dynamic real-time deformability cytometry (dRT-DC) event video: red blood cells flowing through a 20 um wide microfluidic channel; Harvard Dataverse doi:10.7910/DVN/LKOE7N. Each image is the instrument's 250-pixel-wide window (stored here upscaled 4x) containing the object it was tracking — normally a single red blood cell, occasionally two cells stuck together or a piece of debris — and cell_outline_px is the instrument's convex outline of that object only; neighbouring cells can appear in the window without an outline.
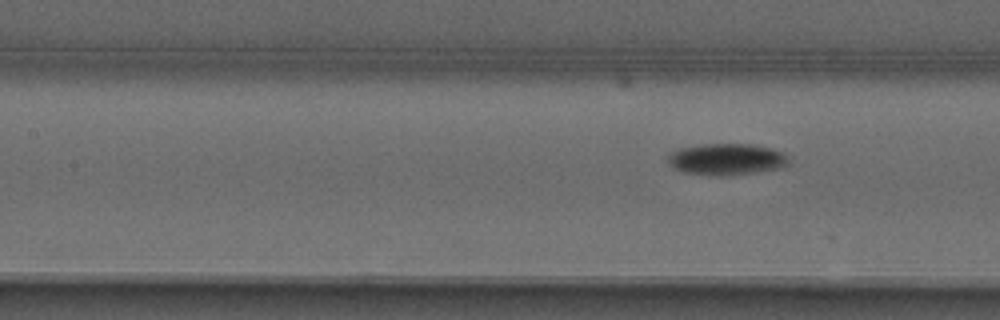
{"species": "common noctule bat (a hibernating species)", "species_latin": "Nyctalus noctula", "temperature_condition": "warm", "stored_images_in_passage": 7, "camera_frame_rate_fps": 3000, "um_per_image_px": 0.085, "animal": {"sex": "male", "forearm_length_mm": 52.5}, "frame": {"image": 1, "passage_image": 7, "time_ms": 2.0, "image_size_px": [1000, 320], "cell_outline_px": [[788, 164], [780, 168], [756, 172], [720, 176], [716, 176], [684, 172], [672, 168], [668, 160], [668, 156], [672, 152], [680, 148], [700, 144], [748, 144], [768, 148], [780, 152], [788, 160]], "centroid_in_image_um": [61.69, 13.54], "position_along_channel_um": 145.7, "area_um2": 21.85}}